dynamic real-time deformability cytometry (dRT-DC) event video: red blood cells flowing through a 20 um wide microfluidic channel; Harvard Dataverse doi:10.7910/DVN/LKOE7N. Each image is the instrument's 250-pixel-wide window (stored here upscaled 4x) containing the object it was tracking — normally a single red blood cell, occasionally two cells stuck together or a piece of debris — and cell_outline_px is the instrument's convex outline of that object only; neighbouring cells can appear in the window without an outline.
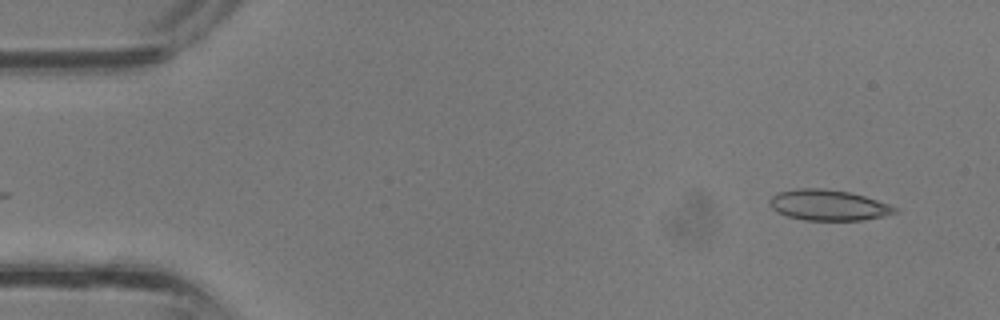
{"species": "common noctule bat (a hibernating species)", "species_latin": "Nyctalus noctula", "temperature_condition": "room temperature", "stored_images_in_passage": 5, "camera_frame_rate_fps": 3000, "um_per_image_px": 0.085, "animal": {"sex": "male", "body_mass_g": 13.3}, "frame": {"image": 1, "passage_image": 1, "time_ms": 0.0, "image_size_px": [1000, 320], "cell_outline_px": [[900, 212], [884, 216], [864, 220], [804, 220], [788, 216], [776, 212], [768, 204], [768, 200], [772, 196], [780, 192], [800, 188], [824, 188], [848, 192], [864, 196], [888, 204], [896, 208]], "centroid_in_image_um": [70.4, 17.44], "position_along_channel_um": 14.6, "area_um2": 22.37}}